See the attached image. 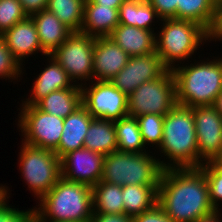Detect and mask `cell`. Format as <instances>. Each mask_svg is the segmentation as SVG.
I'll return each mask as SVG.
<instances>
[{
	"instance_id": "40",
	"label": "cell",
	"mask_w": 222,
	"mask_h": 222,
	"mask_svg": "<svg viewBox=\"0 0 222 222\" xmlns=\"http://www.w3.org/2000/svg\"><path fill=\"white\" fill-rule=\"evenodd\" d=\"M92 3H96L102 6L106 7H113L115 9L119 10L120 5L125 1V0H89Z\"/></svg>"
},
{
	"instance_id": "42",
	"label": "cell",
	"mask_w": 222,
	"mask_h": 222,
	"mask_svg": "<svg viewBox=\"0 0 222 222\" xmlns=\"http://www.w3.org/2000/svg\"><path fill=\"white\" fill-rule=\"evenodd\" d=\"M213 167L222 168V147L219 152L209 162Z\"/></svg>"
},
{
	"instance_id": "34",
	"label": "cell",
	"mask_w": 222,
	"mask_h": 222,
	"mask_svg": "<svg viewBox=\"0 0 222 222\" xmlns=\"http://www.w3.org/2000/svg\"><path fill=\"white\" fill-rule=\"evenodd\" d=\"M8 199L9 198L0 204V222H34V208L26 211L12 208V206L7 204Z\"/></svg>"
},
{
	"instance_id": "43",
	"label": "cell",
	"mask_w": 222,
	"mask_h": 222,
	"mask_svg": "<svg viewBox=\"0 0 222 222\" xmlns=\"http://www.w3.org/2000/svg\"><path fill=\"white\" fill-rule=\"evenodd\" d=\"M9 190L8 189V186L6 187L5 185H1L0 186V204L3 203L7 198H9L10 196L9 195Z\"/></svg>"
},
{
	"instance_id": "10",
	"label": "cell",
	"mask_w": 222,
	"mask_h": 222,
	"mask_svg": "<svg viewBox=\"0 0 222 222\" xmlns=\"http://www.w3.org/2000/svg\"><path fill=\"white\" fill-rule=\"evenodd\" d=\"M94 46L95 37L72 32L50 56L62 66L73 82L80 80L87 84L86 81H93Z\"/></svg>"
},
{
	"instance_id": "12",
	"label": "cell",
	"mask_w": 222,
	"mask_h": 222,
	"mask_svg": "<svg viewBox=\"0 0 222 222\" xmlns=\"http://www.w3.org/2000/svg\"><path fill=\"white\" fill-rule=\"evenodd\" d=\"M195 120L198 162H210L222 147V116L213 105L191 107Z\"/></svg>"
},
{
	"instance_id": "13",
	"label": "cell",
	"mask_w": 222,
	"mask_h": 222,
	"mask_svg": "<svg viewBox=\"0 0 222 222\" xmlns=\"http://www.w3.org/2000/svg\"><path fill=\"white\" fill-rule=\"evenodd\" d=\"M168 69L164 66L156 51L130 57L128 63L110 80V82L127 96L142 83L157 79Z\"/></svg>"
},
{
	"instance_id": "27",
	"label": "cell",
	"mask_w": 222,
	"mask_h": 222,
	"mask_svg": "<svg viewBox=\"0 0 222 222\" xmlns=\"http://www.w3.org/2000/svg\"><path fill=\"white\" fill-rule=\"evenodd\" d=\"M93 213H124L122 186L100 181L92 187Z\"/></svg>"
},
{
	"instance_id": "19",
	"label": "cell",
	"mask_w": 222,
	"mask_h": 222,
	"mask_svg": "<svg viewBox=\"0 0 222 222\" xmlns=\"http://www.w3.org/2000/svg\"><path fill=\"white\" fill-rule=\"evenodd\" d=\"M108 37L130 57L155 51L156 33L154 31L118 24Z\"/></svg>"
},
{
	"instance_id": "45",
	"label": "cell",
	"mask_w": 222,
	"mask_h": 222,
	"mask_svg": "<svg viewBox=\"0 0 222 222\" xmlns=\"http://www.w3.org/2000/svg\"><path fill=\"white\" fill-rule=\"evenodd\" d=\"M212 1L215 3V5L219 4V3H222V0H212Z\"/></svg>"
},
{
	"instance_id": "26",
	"label": "cell",
	"mask_w": 222,
	"mask_h": 222,
	"mask_svg": "<svg viewBox=\"0 0 222 222\" xmlns=\"http://www.w3.org/2000/svg\"><path fill=\"white\" fill-rule=\"evenodd\" d=\"M117 140V151L142 153L146 152L143 144L138 120L127 115L114 121Z\"/></svg>"
},
{
	"instance_id": "24",
	"label": "cell",
	"mask_w": 222,
	"mask_h": 222,
	"mask_svg": "<svg viewBox=\"0 0 222 222\" xmlns=\"http://www.w3.org/2000/svg\"><path fill=\"white\" fill-rule=\"evenodd\" d=\"M158 185H123L124 213L135 216L149 210L157 203Z\"/></svg>"
},
{
	"instance_id": "36",
	"label": "cell",
	"mask_w": 222,
	"mask_h": 222,
	"mask_svg": "<svg viewBox=\"0 0 222 222\" xmlns=\"http://www.w3.org/2000/svg\"><path fill=\"white\" fill-rule=\"evenodd\" d=\"M132 222H174L156 203L152 208L132 217Z\"/></svg>"
},
{
	"instance_id": "16",
	"label": "cell",
	"mask_w": 222,
	"mask_h": 222,
	"mask_svg": "<svg viewBox=\"0 0 222 222\" xmlns=\"http://www.w3.org/2000/svg\"><path fill=\"white\" fill-rule=\"evenodd\" d=\"M7 47L11 50L13 57L23 66V60L29 55L42 52L48 54L42 49L34 21L28 16L24 21L16 23L12 28L2 34Z\"/></svg>"
},
{
	"instance_id": "39",
	"label": "cell",
	"mask_w": 222,
	"mask_h": 222,
	"mask_svg": "<svg viewBox=\"0 0 222 222\" xmlns=\"http://www.w3.org/2000/svg\"><path fill=\"white\" fill-rule=\"evenodd\" d=\"M24 12L31 16L34 13L45 10L48 5V0H19Z\"/></svg>"
},
{
	"instance_id": "44",
	"label": "cell",
	"mask_w": 222,
	"mask_h": 222,
	"mask_svg": "<svg viewBox=\"0 0 222 222\" xmlns=\"http://www.w3.org/2000/svg\"><path fill=\"white\" fill-rule=\"evenodd\" d=\"M219 114L222 116V91L217 95V98L213 104Z\"/></svg>"
},
{
	"instance_id": "1",
	"label": "cell",
	"mask_w": 222,
	"mask_h": 222,
	"mask_svg": "<svg viewBox=\"0 0 222 222\" xmlns=\"http://www.w3.org/2000/svg\"><path fill=\"white\" fill-rule=\"evenodd\" d=\"M157 203L174 222H196L215 211L200 167L167 168L158 185Z\"/></svg>"
},
{
	"instance_id": "47",
	"label": "cell",
	"mask_w": 222,
	"mask_h": 222,
	"mask_svg": "<svg viewBox=\"0 0 222 222\" xmlns=\"http://www.w3.org/2000/svg\"><path fill=\"white\" fill-rule=\"evenodd\" d=\"M34 222H51V221H34Z\"/></svg>"
},
{
	"instance_id": "9",
	"label": "cell",
	"mask_w": 222,
	"mask_h": 222,
	"mask_svg": "<svg viewBox=\"0 0 222 222\" xmlns=\"http://www.w3.org/2000/svg\"><path fill=\"white\" fill-rule=\"evenodd\" d=\"M18 114L21 142L55 151L63 132L64 119L40 110L36 105H22Z\"/></svg>"
},
{
	"instance_id": "25",
	"label": "cell",
	"mask_w": 222,
	"mask_h": 222,
	"mask_svg": "<svg viewBox=\"0 0 222 222\" xmlns=\"http://www.w3.org/2000/svg\"><path fill=\"white\" fill-rule=\"evenodd\" d=\"M119 24L152 30V23L159 19L156 10L148 2L125 0L118 10ZM156 17V19H155Z\"/></svg>"
},
{
	"instance_id": "31",
	"label": "cell",
	"mask_w": 222,
	"mask_h": 222,
	"mask_svg": "<svg viewBox=\"0 0 222 222\" xmlns=\"http://www.w3.org/2000/svg\"><path fill=\"white\" fill-rule=\"evenodd\" d=\"M27 17L19 0H0V35Z\"/></svg>"
},
{
	"instance_id": "38",
	"label": "cell",
	"mask_w": 222,
	"mask_h": 222,
	"mask_svg": "<svg viewBox=\"0 0 222 222\" xmlns=\"http://www.w3.org/2000/svg\"><path fill=\"white\" fill-rule=\"evenodd\" d=\"M90 222H132V216L125 213H93Z\"/></svg>"
},
{
	"instance_id": "46",
	"label": "cell",
	"mask_w": 222,
	"mask_h": 222,
	"mask_svg": "<svg viewBox=\"0 0 222 222\" xmlns=\"http://www.w3.org/2000/svg\"><path fill=\"white\" fill-rule=\"evenodd\" d=\"M135 1H139V2H145V1H148V0H135Z\"/></svg>"
},
{
	"instance_id": "7",
	"label": "cell",
	"mask_w": 222,
	"mask_h": 222,
	"mask_svg": "<svg viewBox=\"0 0 222 222\" xmlns=\"http://www.w3.org/2000/svg\"><path fill=\"white\" fill-rule=\"evenodd\" d=\"M19 170L37 200L50 191L61 178V159L54 151L21 144Z\"/></svg>"
},
{
	"instance_id": "6",
	"label": "cell",
	"mask_w": 222,
	"mask_h": 222,
	"mask_svg": "<svg viewBox=\"0 0 222 222\" xmlns=\"http://www.w3.org/2000/svg\"><path fill=\"white\" fill-rule=\"evenodd\" d=\"M161 22L163 25L156 34L155 51L168 70H173L179 62L191 57L201 44L206 43L207 31L195 22L175 18Z\"/></svg>"
},
{
	"instance_id": "30",
	"label": "cell",
	"mask_w": 222,
	"mask_h": 222,
	"mask_svg": "<svg viewBox=\"0 0 222 222\" xmlns=\"http://www.w3.org/2000/svg\"><path fill=\"white\" fill-rule=\"evenodd\" d=\"M144 145L151 144L159 148L163 137L164 116L159 114H144L136 117Z\"/></svg>"
},
{
	"instance_id": "4",
	"label": "cell",
	"mask_w": 222,
	"mask_h": 222,
	"mask_svg": "<svg viewBox=\"0 0 222 222\" xmlns=\"http://www.w3.org/2000/svg\"><path fill=\"white\" fill-rule=\"evenodd\" d=\"M176 66L177 104L186 107L213 105L222 91V58Z\"/></svg>"
},
{
	"instance_id": "22",
	"label": "cell",
	"mask_w": 222,
	"mask_h": 222,
	"mask_svg": "<svg viewBox=\"0 0 222 222\" xmlns=\"http://www.w3.org/2000/svg\"><path fill=\"white\" fill-rule=\"evenodd\" d=\"M81 105L82 92L79 84L73 88L53 91L36 104L40 110L63 119Z\"/></svg>"
},
{
	"instance_id": "3",
	"label": "cell",
	"mask_w": 222,
	"mask_h": 222,
	"mask_svg": "<svg viewBox=\"0 0 222 222\" xmlns=\"http://www.w3.org/2000/svg\"><path fill=\"white\" fill-rule=\"evenodd\" d=\"M39 203V207L34 208V221L90 222L94 212L92 188L63 177Z\"/></svg>"
},
{
	"instance_id": "18",
	"label": "cell",
	"mask_w": 222,
	"mask_h": 222,
	"mask_svg": "<svg viewBox=\"0 0 222 222\" xmlns=\"http://www.w3.org/2000/svg\"><path fill=\"white\" fill-rule=\"evenodd\" d=\"M93 119L83 105L64 118L59 146L54 151L60 159L70 151L84 148V139Z\"/></svg>"
},
{
	"instance_id": "11",
	"label": "cell",
	"mask_w": 222,
	"mask_h": 222,
	"mask_svg": "<svg viewBox=\"0 0 222 222\" xmlns=\"http://www.w3.org/2000/svg\"><path fill=\"white\" fill-rule=\"evenodd\" d=\"M81 87L82 105L93 118L117 121L128 115V96L110 81H91Z\"/></svg>"
},
{
	"instance_id": "33",
	"label": "cell",
	"mask_w": 222,
	"mask_h": 222,
	"mask_svg": "<svg viewBox=\"0 0 222 222\" xmlns=\"http://www.w3.org/2000/svg\"><path fill=\"white\" fill-rule=\"evenodd\" d=\"M22 70V66L13 57L3 36L0 35V78H8L9 81L10 79L18 80V77H21L20 75L23 74Z\"/></svg>"
},
{
	"instance_id": "2",
	"label": "cell",
	"mask_w": 222,
	"mask_h": 222,
	"mask_svg": "<svg viewBox=\"0 0 222 222\" xmlns=\"http://www.w3.org/2000/svg\"><path fill=\"white\" fill-rule=\"evenodd\" d=\"M159 151L169 159L162 167H200L195 120L190 107L176 104L165 116ZM173 161V162H172Z\"/></svg>"
},
{
	"instance_id": "32",
	"label": "cell",
	"mask_w": 222,
	"mask_h": 222,
	"mask_svg": "<svg viewBox=\"0 0 222 222\" xmlns=\"http://www.w3.org/2000/svg\"><path fill=\"white\" fill-rule=\"evenodd\" d=\"M204 171L209 187V199L215 211L221 210L219 207L222 201V168L213 167L209 162L200 166Z\"/></svg>"
},
{
	"instance_id": "14",
	"label": "cell",
	"mask_w": 222,
	"mask_h": 222,
	"mask_svg": "<svg viewBox=\"0 0 222 222\" xmlns=\"http://www.w3.org/2000/svg\"><path fill=\"white\" fill-rule=\"evenodd\" d=\"M105 155L82 148L61 158V177L91 188L101 181Z\"/></svg>"
},
{
	"instance_id": "21",
	"label": "cell",
	"mask_w": 222,
	"mask_h": 222,
	"mask_svg": "<svg viewBox=\"0 0 222 222\" xmlns=\"http://www.w3.org/2000/svg\"><path fill=\"white\" fill-rule=\"evenodd\" d=\"M34 21L42 49L50 55L73 32L47 9L30 16Z\"/></svg>"
},
{
	"instance_id": "5",
	"label": "cell",
	"mask_w": 222,
	"mask_h": 222,
	"mask_svg": "<svg viewBox=\"0 0 222 222\" xmlns=\"http://www.w3.org/2000/svg\"><path fill=\"white\" fill-rule=\"evenodd\" d=\"M164 168L149 152L105 155L101 181L116 185H159Z\"/></svg>"
},
{
	"instance_id": "8",
	"label": "cell",
	"mask_w": 222,
	"mask_h": 222,
	"mask_svg": "<svg viewBox=\"0 0 222 222\" xmlns=\"http://www.w3.org/2000/svg\"><path fill=\"white\" fill-rule=\"evenodd\" d=\"M176 82L172 70H167L157 79L146 81L128 95V115L144 114L165 116L175 105Z\"/></svg>"
},
{
	"instance_id": "28",
	"label": "cell",
	"mask_w": 222,
	"mask_h": 222,
	"mask_svg": "<svg viewBox=\"0 0 222 222\" xmlns=\"http://www.w3.org/2000/svg\"><path fill=\"white\" fill-rule=\"evenodd\" d=\"M215 6L212 0H179L177 19L195 22L208 31L214 18Z\"/></svg>"
},
{
	"instance_id": "23",
	"label": "cell",
	"mask_w": 222,
	"mask_h": 222,
	"mask_svg": "<svg viewBox=\"0 0 222 222\" xmlns=\"http://www.w3.org/2000/svg\"><path fill=\"white\" fill-rule=\"evenodd\" d=\"M84 148L103 155L117 151L114 121L94 118L86 133Z\"/></svg>"
},
{
	"instance_id": "41",
	"label": "cell",
	"mask_w": 222,
	"mask_h": 222,
	"mask_svg": "<svg viewBox=\"0 0 222 222\" xmlns=\"http://www.w3.org/2000/svg\"><path fill=\"white\" fill-rule=\"evenodd\" d=\"M220 218H221V214L219 210V211H214L213 213L207 216L201 217L196 222H221L222 219Z\"/></svg>"
},
{
	"instance_id": "17",
	"label": "cell",
	"mask_w": 222,
	"mask_h": 222,
	"mask_svg": "<svg viewBox=\"0 0 222 222\" xmlns=\"http://www.w3.org/2000/svg\"><path fill=\"white\" fill-rule=\"evenodd\" d=\"M48 57L50 58H47L49 64L35 78L31 95L25 101L22 100V105H36L53 91L73 88L77 85V83H73L68 73L52 56L48 55Z\"/></svg>"
},
{
	"instance_id": "37",
	"label": "cell",
	"mask_w": 222,
	"mask_h": 222,
	"mask_svg": "<svg viewBox=\"0 0 222 222\" xmlns=\"http://www.w3.org/2000/svg\"><path fill=\"white\" fill-rule=\"evenodd\" d=\"M222 40V3L216 4L212 24L207 31V41Z\"/></svg>"
},
{
	"instance_id": "20",
	"label": "cell",
	"mask_w": 222,
	"mask_h": 222,
	"mask_svg": "<svg viewBox=\"0 0 222 222\" xmlns=\"http://www.w3.org/2000/svg\"><path fill=\"white\" fill-rule=\"evenodd\" d=\"M119 24L118 9L85 0L82 33L93 37H107Z\"/></svg>"
},
{
	"instance_id": "15",
	"label": "cell",
	"mask_w": 222,
	"mask_h": 222,
	"mask_svg": "<svg viewBox=\"0 0 222 222\" xmlns=\"http://www.w3.org/2000/svg\"><path fill=\"white\" fill-rule=\"evenodd\" d=\"M129 59L130 56L108 36L96 37L93 49V80L110 81Z\"/></svg>"
},
{
	"instance_id": "35",
	"label": "cell",
	"mask_w": 222,
	"mask_h": 222,
	"mask_svg": "<svg viewBox=\"0 0 222 222\" xmlns=\"http://www.w3.org/2000/svg\"><path fill=\"white\" fill-rule=\"evenodd\" d=\"M156 10L159 21L163 19H177V5L179 0H148Z\"/></svg>"
},
{
	"instance_id": "29",
	"label": "cell",
	"mask_w": 222,
	"mask_h": 222,
	"mask_svg": "<svg viewBox=\"0 0 222 222\" xmlns=\"http://www.w3.org/2000/svg\"><path fill=\"white\" fill-rule=\"evenodd\" d=\"M85 0H48L47 10L73 32H80L83 24Z\"/></svg>"
}]
</instances>
